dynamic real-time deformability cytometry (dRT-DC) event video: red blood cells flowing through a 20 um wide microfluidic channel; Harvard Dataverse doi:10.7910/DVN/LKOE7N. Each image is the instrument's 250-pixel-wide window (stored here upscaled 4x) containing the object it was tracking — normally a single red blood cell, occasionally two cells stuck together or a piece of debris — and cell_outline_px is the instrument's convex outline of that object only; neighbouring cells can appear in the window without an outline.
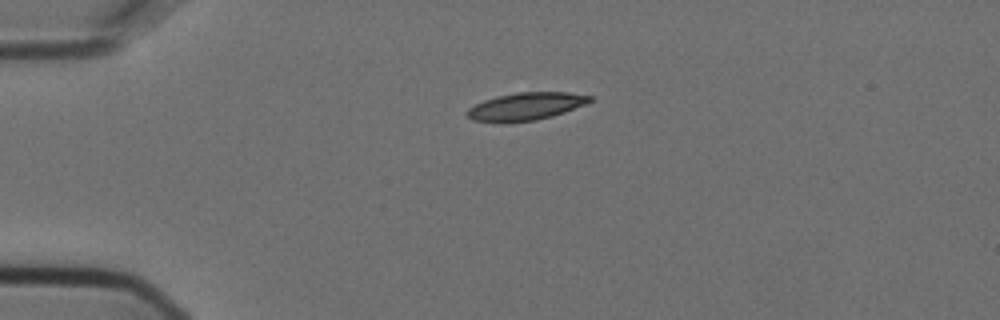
{"species": "Egyptian fruit bat (a non-hibernating species)", "species_latin": "Rousettus aegyptiacus", "temperature_condition": "cold", "stored_images_in_passage": 1, "camera_frame_rate_fps": 3000, "um_per_image_px": 0.085, "animal": {"sex": "female"}, "frame": {"image": 1, "passage_image": 1, "time_ms": 0.0, "image_size_px": [1000, 320], "cell_outline_px": [[596, 96], [588, 104], [552, 116], [536, 120], [508, 124], [504, 124], [472, 120], [464, 112], [468, 108], [484, 100], [496, 96], [516, 92], [568, 92]], "centroid_in_image_um": [44.7, 9.06], "position_along_channel_um": 40.3, "area_um2": 20.35}}